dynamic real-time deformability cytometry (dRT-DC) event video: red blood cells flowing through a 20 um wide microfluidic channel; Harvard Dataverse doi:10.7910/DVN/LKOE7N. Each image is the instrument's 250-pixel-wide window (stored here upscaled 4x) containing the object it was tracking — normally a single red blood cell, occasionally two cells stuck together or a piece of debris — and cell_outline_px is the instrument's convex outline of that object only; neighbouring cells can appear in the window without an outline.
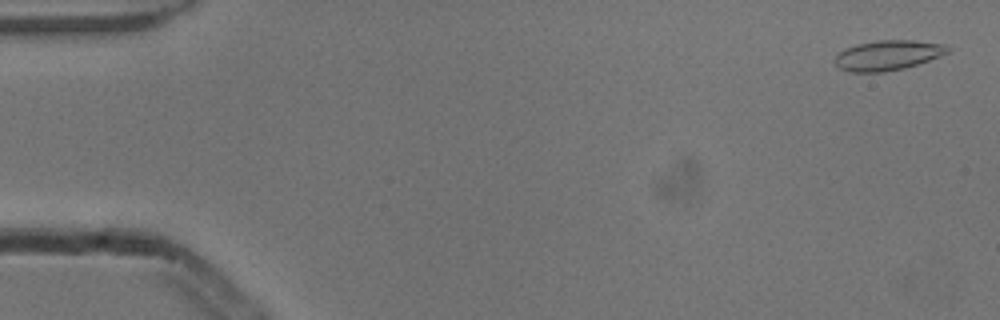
{"species": "common noctule bat (a hibernating species)", "species_latin": "Nyctalus noctula", "temperature_condition": "cold", "stored_images_in_passage": 53, "camera_frame_rate_fps": 3000, "um_per_image_px": 0.085, "animal": {"sex": "male", "body_mass_g": 13.3}, "frame": {"image": 1, "passage_image": 2, "time_ms": 0.333, "image_size_px": [1000, 320], "cell_outline_px": [[952, 48], [948, 52], [928, 60], [904, 68], [884, 72], [848, 72], [840, 68], [832, 60], [836, 52], [844, 48], [856, 44], [876, 40], [916, 40], [944, 44]], "centroid_in_image_um": [75.39, 4.69], "position_along_channel_um": 9.6, "area_um2": 19.94}}
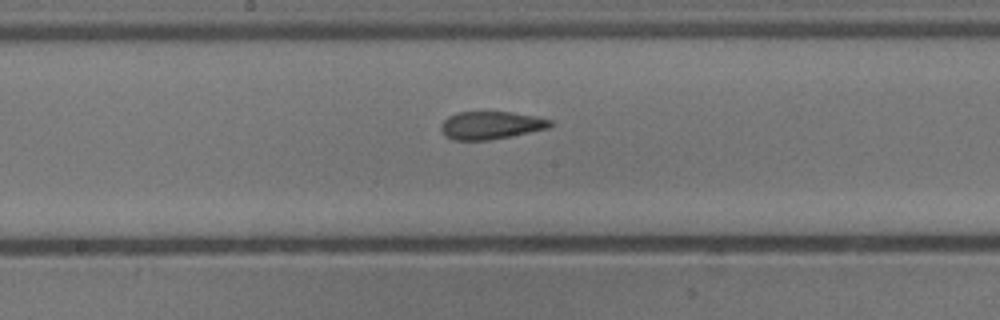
{"frame": {"image": 2, "passage_image": 28, "time_ms": 9.0, "image_size_px": [1000, 320], "cell_outline_px": [[552, 124], [548, 128], [488, 140], [452, 140], [444, 136], [440, 132], [440, 124], [448, 116], [456, 112], [512, 112], [536, 116], [552, 120]], "centroid_in_image_um": [41.65, 10.64], "position_along_channel_um": 206.5, "area_um2": 17.74}}
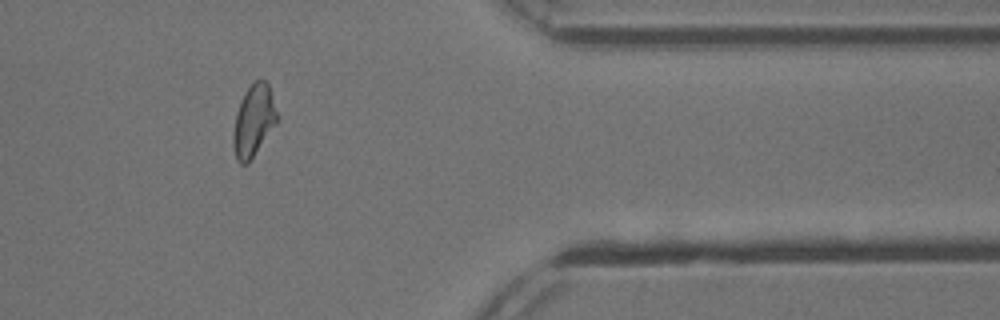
{"frame": {"image": 3, "passage_image": 44, "time_ms": 14.333, "image_size_px": [1000, 320], "cell_outline_px": [[280, 120], [248, 164], [240, 164], [236, 160], [232, 144], [232, 136], [236, 112], [240, 100], [248, 88], [256, 80], [264, 80], [268, 84], [280, 116]], "centroid_in_image_um": [21.58, 10.3], "position_along_channel_um": 389.8, "area_um2": 18.79}, "authors_computed_cell_mechanics": {"area_um2": 18.7272, "velocity_mm_per_s": 3.8493, "shape_relaxation_time_tau1_ms": null, "shape_relaxation_time_tau2_ms": 1.6627, "deformation_change_tau1": null, "deformation_change_tau2": 0.079}}